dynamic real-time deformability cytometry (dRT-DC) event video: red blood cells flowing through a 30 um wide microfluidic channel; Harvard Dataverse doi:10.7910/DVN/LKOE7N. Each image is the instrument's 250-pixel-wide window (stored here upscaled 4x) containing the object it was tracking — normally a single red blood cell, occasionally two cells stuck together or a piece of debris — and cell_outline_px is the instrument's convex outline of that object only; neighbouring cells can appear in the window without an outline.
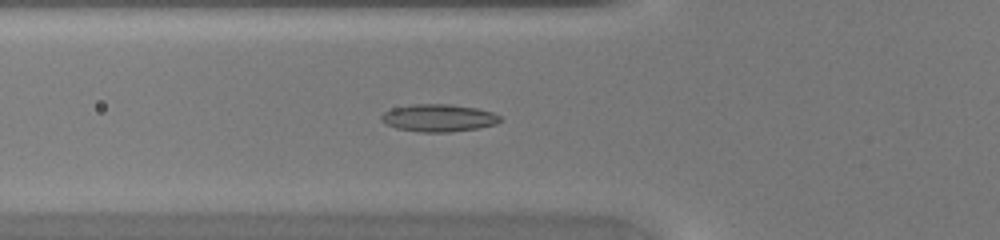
{"species": "common noctule bat (a hibernating species)", "species_latin": "Nyctalus noctula", "temperature_condition": "warm", "stored_images_in_passage": 47, "camera_frame_rate_fps": 3000, "um_per_image_px": 0.085, "animal": {"sex": "female", "body_mass_g": 20.0, "forearm_length_mm": 54.0}, "frame": {"image": 1, "passage_image": 18, "time_ms": 5.667, "image_size_px": [1000, 240], "cell_outline_px": [[504, 120], [496, 124], [480, 128], [448, 132], [420, 132], [396, 128], [384, 124], [380, 120], [380, 116], [384, 112], [392, 108], [412, 104], [452, 104], [476, 108], [492, 112], [500, 116]], "centroid_in_image_um": [37.28, 10.02], "position_along_channel_um": 88.5, "area_um2": 19.25}}
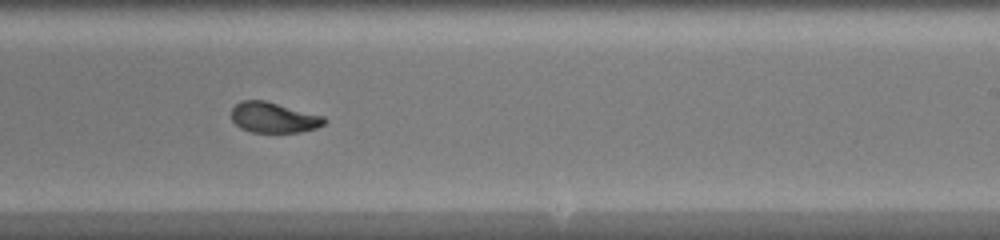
{"frame": {"image": 2, "passage_image": 30, "time_ms": 9.667, "image_size_px": [1000, 240], "cell_outline_px": [[328, 120], [324, 124], [316, 128], [300, 132], [252, 132], [240, 128], [232, 120], [232, 108], [240, 100], [264, 100], [324, 116]], "centroid_in_image_um": [23.26, 9.99], "position_along_channel_um": 265.7, "area_um2": 16.47}}
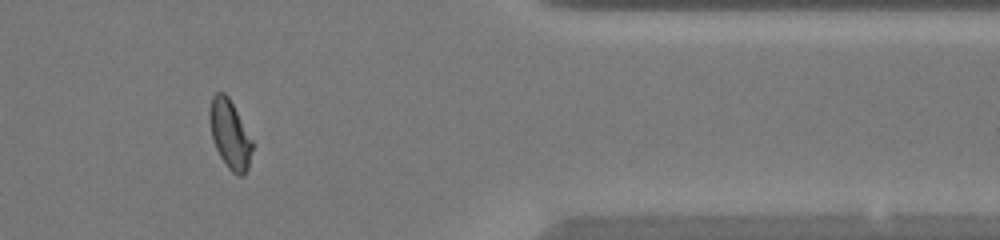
{"frame": {"image": 3, "passage_image": 40, "time_ms": 13.0, "image_size_px": [1000, 240], "cell_outline_px": [[256, 144], [248, 168], [244, 176], [236, 176], [228, 168], [220, 156], [216, 148], [212, 136], [208, 120], [208, 116], [212, 96], [216, 92], [224, 92], [228, 96]], "centroid_in_image_um": [19.58, 11.44], "position_along_channel_um": 391.8, "area_um2": 17.57}}